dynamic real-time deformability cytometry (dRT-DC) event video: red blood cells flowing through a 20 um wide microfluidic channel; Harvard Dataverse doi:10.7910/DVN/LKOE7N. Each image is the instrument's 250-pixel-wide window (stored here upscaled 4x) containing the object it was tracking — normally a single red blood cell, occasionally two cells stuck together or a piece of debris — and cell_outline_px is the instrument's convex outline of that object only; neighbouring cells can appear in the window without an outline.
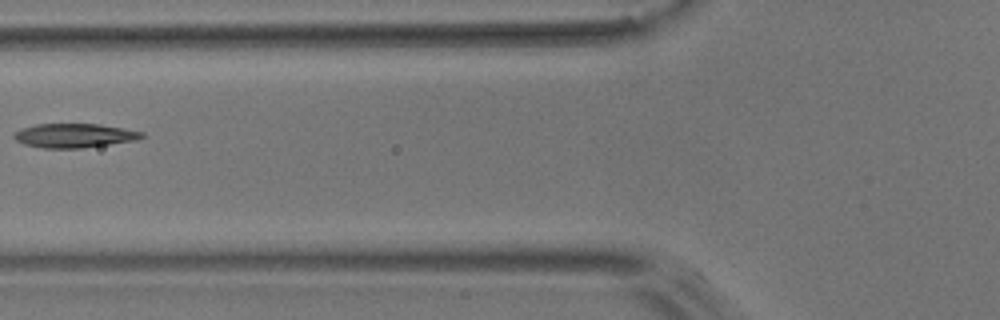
{"species": "common noctule bat (a hibernating species)", "species_latin": "Nyctalus noctula", "temperature_condition": "room temperature", "stored_images_in_passage": 7, "camera_frame_rate_fps": 3000, "um_per_image_px": 0.085, "animal": {"sex": "male", "body_mass_g": 17.9}, "frame": {"image": 1, "passage_image": 6, "time_ms": 6.0, "image_size_px": [1000, 320], "cell_outline_px": [[148, 136], [136, 140], [84, 148], [44, 148], [24, 144], [16, 140], [12, 136], [20, 128], [36, 124], [100, 124], [124, 128], [144, 132]], "centroid_in_image_um": [6.35, 11.52], "position_along_channel_um": 119.4, "area_um2": 18.09}}
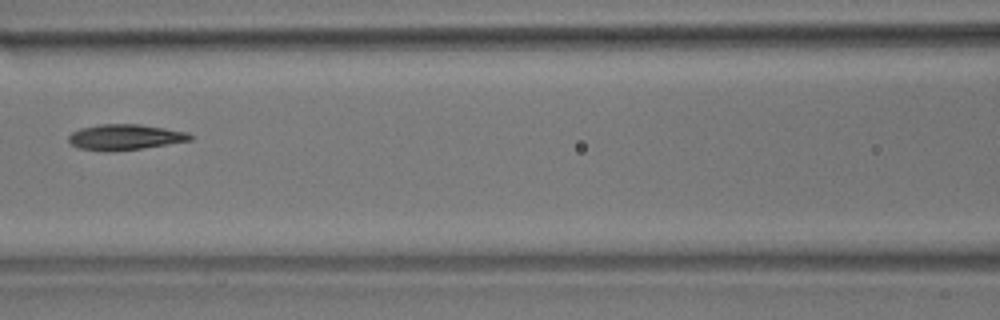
{"frame": {"image": 2, "passage_image": 7, "time_ms": 7.0, "image_size_px": [1000, 320], "cell_outline_px": [[196, 136], [192, 140], [168, 144], [140, 148], [108, 152], [104, 152], [80, 148], [72, 144], [68, 140], [68, 136], [72, 132], [80, 128], [100, 124], [140, 124], [188, 132]], "centroid_in_image_um": [10.64, 11.65], "position_along_channel_um": 156.0, "area_um2": 18.21}}